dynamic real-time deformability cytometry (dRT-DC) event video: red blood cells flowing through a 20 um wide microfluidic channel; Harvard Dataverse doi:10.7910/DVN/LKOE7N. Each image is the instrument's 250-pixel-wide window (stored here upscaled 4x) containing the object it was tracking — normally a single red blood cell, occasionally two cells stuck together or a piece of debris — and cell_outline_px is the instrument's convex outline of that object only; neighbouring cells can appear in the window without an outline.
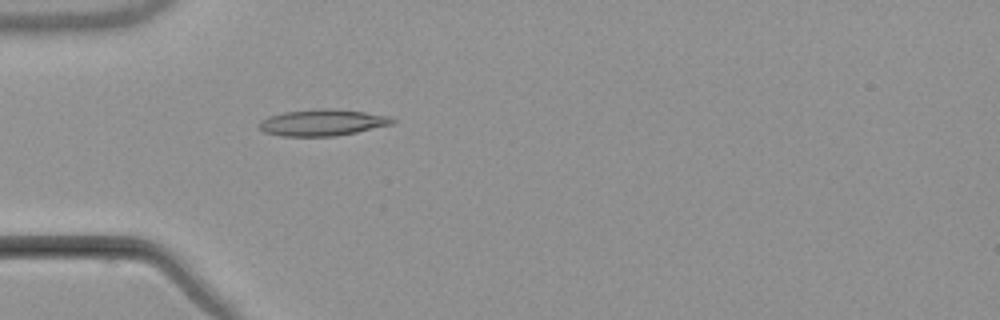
{"species": "common noctule bat (a hibernating species)", "species_latin": "Nyctalus noctula", "temperature_condition": "warm", "stored_images_in_passage": 1, "camera_frame_rate_fps": 3000, "um_per_image_px": 0.085, "animal": {"sex": "male", "body_mass_g": 21.5, "forearm_length_mm": 52.0}, "frame": {"image": 1, "passage_image": 1, "time_ms": 0.0, "image_size_px": [1000, 320], "cell_outline_px": [[396, 120], [392, 124], [356, 132], [336, 136], [280, 136], [264, 132], [260, 128], [260, 120], [268, 116], [284, 112], [320, 108], [328, 108], [364, 112], [392, 116]], "centroid_in_image_um": [27.41, 10.41], "position_along_channel_um": 57.6, "area_um2": 20.52}}